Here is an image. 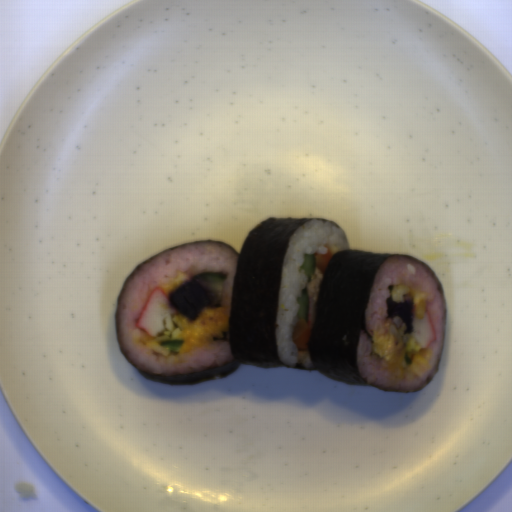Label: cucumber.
Instances as JSON below:
<instances>
[{"mask_svg":"<svg viewBox=\"0 0 512 512\" xmlns=\"http://www.w3.org/2000/svg\"><path fill=\"white\" fill-rule=\"evenodd\" d=\"M185 343V339H172L161 342L159 345L161 348H170L172 352L179 353L180 347Z\"/></svg>","mask_w":512,"mask_h":512,"instance_id":"cucumber-4","label":"cucumber"},{"mask_svg":"<svg viewBox=\"0 0 512 512\" xmlns=\"http://www.w3.org/2000/svg\"><path fill=\"white\" fill-rule=\"evenodd\" d=\"M301 296L297 298L299 303L298 317L300 320L307 321L309 323V300L308 290L305 288L300 292Z\"/></svg>","mask_w":512,"mask_h":512,"instance_id":"cucumber-2","label":"cucumber"},{"mask_svg":"<svg viewBox=\"0 0 512 512\" xmlns=\"http://www.w3.org/2000/svg\"><path fill=\"white\" fill-rule=\"evenodd\" d=\"M304 270L306 277L313 276L316 269V255L314 254H306L304 255V262L300 267Z\"/></svg>","mask_w":512,"mask_h":512,"instance_id":"cucumber-3","label":"cucumber"},{"mask_svg":"<svg viewBox=\"0 0 512 512\" xmlns=\"http://www.w3.org/2000/svg\"><path fill=\"white\" fill-rule=\"evenodd\" d=\"M192 280H200L210 286V292L214 293L215 299L212 303L218 304L222 298L223 284L226 282V274L223 272L199 273L192 277Z\"/></svg>","mask_w":512,"mask_h":512,"instance_id":"cucumber-1","label":"cucumber"},{"mask_svg":"<svg viewBox=\"0 0 512 512\" xmlns=\"http://www.w3.org/2000/svg\"><path fill=\"white\" fill-rule=\"evenodd\" d=\"M403 358H404V363L406 366L412 365L413 361H412V359H410L408 352H405Z\"/></svg>","mask_w":512,"mask_h":512,"instance_id":"cucumber-5","label":"cucumber"}]
</instances>
